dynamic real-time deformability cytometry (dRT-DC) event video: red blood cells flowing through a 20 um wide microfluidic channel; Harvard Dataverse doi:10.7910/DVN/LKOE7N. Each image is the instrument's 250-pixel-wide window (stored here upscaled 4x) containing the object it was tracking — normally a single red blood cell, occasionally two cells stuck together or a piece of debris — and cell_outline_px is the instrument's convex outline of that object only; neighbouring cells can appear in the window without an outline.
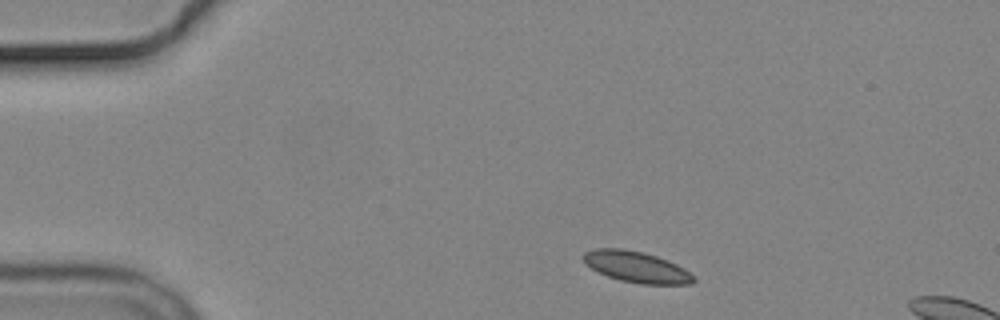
{"species": "common noctule bat (a hibernating species)", "species_latin": "Nyctalus noctula", "temperature_condition": "cold", "stored_images_in_passage": 3, "segment_of_instrument_passage": [1, 2], "camera_frame_rate_fps": 3000, "um_per_image_px": 0.085, "animal": {"sex": "male", "body_mass_g": 19.2, "forearm_length_mm": 51.8}, "frame": {"image": 1, "passage_image": 1, "time_ms": 0.0, "image_size_px": [1000, 320], "cell_outline_px": [[696, 280], [692, 284], [640, 284], [620, 280], [608, 276], [584, 264], [580, 256], [584, 252], [596, 248], [620, 248], [644, 252], [668, 260], [684, 268], [696, 276]], "centroid_in_image_um": [54.1, 22.68], "position_along_channel_um": 30.9, "area_um2": 20.17}}